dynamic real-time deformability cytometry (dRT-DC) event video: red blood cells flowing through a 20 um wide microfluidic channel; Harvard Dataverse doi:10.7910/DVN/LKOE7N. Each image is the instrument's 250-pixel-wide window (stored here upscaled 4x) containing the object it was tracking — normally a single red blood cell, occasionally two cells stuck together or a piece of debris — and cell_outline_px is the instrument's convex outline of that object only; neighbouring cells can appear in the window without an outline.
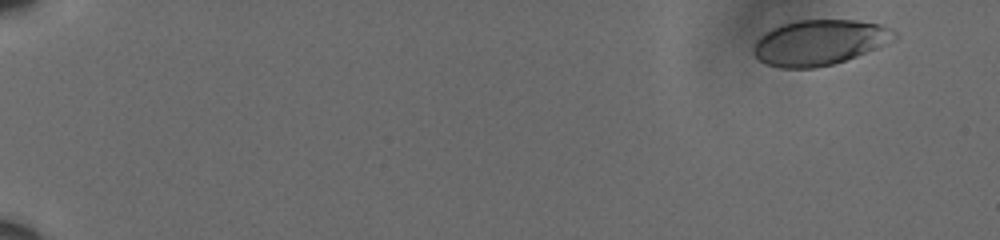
{"species": "human", "species_latin": "Homo sapiens", "temperature_condition": "cold", "stored_images_in_passage": 9, "camera_frame_rate_fps": 3000, "um_per_image_px": 0.085, "donor": {"sex": "male"}, "frame": {"image": 1, "passage_image": 2, "time_ms": 0.333, "image_size_px": [1000, 240], "cell_outline_px": [[896, 36], [888, 44], [880, 48], [832, 64], [816, 68], [780, 68], [764, 64], [752, 52], [752, 48], [756, 40], [760, 36], [772, 28], [780, 24], [796, 20], [856, 20], [880, 24], [892, 28], [896, 32]], "centroid_in_image_um": [69.65, 3.61], "position_along_channel_um": 15.3, "area_um2": 37.57}}
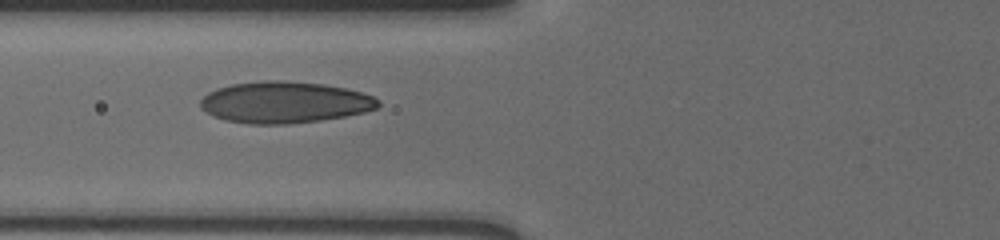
{"frame": {"image": 2, "passage_image": 8, "time_ms": 2.333, "image_size_px": [1000, 240], "cell_outline_px": [[380, 104], [376, 108], [364, 112], [344, 116], [320, 120], [288, 124], [248, 124], [224, 120], [200, 108], [200, 100], [208, 92], [216, 88], [232, 84], [264, 80], [280, 80], [324, 84], [344, 88], [360, 92], [372, 96], [380, 100]], "centroid_in_image_um": [24.17, 8.69], "position_along_channel_um": 101.6, "area_um2": 42.89}}
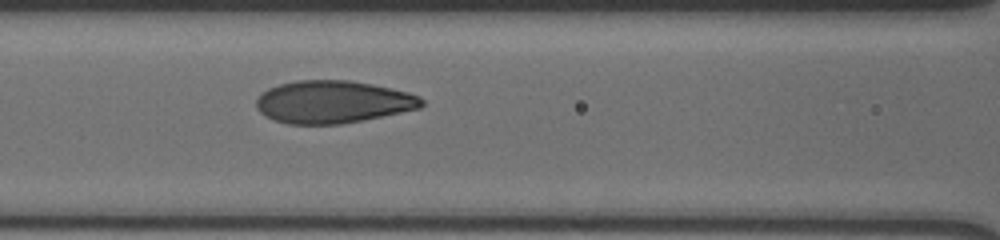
{"frame": {"image": 3, "passage_image": 9, "time_ms": 2.667, "image_size_px": [1000, 240], "cell_outline_px": [[424, 104], [420, 108], [340, 124], [288, 124], [272, 120], [264, 116], [256, 108], [256, 100], [268, 88], [280, 84], [296, 80], [348, 80], [372, 84], [392, 88], [408, 92], [420, 96], [424, 100]], "centroid_in_image_um": [28.28, 8.66], "position_along_channel_um": 138.3, "area_um2": 40.92}}